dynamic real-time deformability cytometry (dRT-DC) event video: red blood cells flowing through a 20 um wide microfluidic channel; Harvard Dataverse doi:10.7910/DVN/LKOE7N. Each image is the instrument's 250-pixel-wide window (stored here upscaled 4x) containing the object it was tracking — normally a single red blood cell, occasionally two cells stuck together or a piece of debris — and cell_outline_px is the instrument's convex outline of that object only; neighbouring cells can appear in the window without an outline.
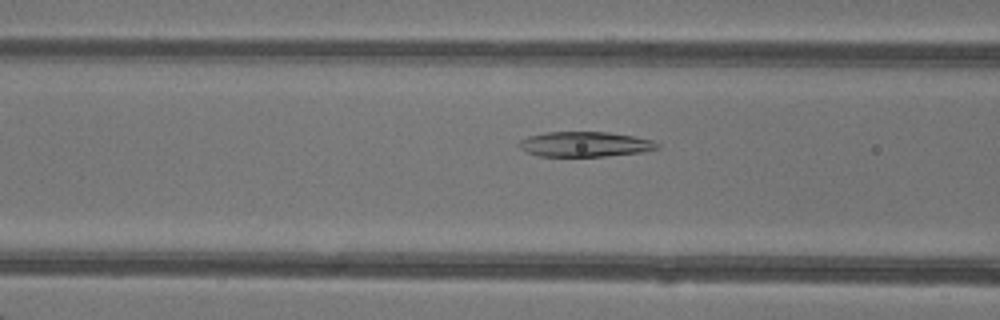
{"species": "common noctule bat (a hibernating species)", "species_latin": "Nyctalus noctula", "temperature_condition": "warm", "stored_images_in_passage": 39, "camera_frame_rate_fps": 3000, "um_per_image_px": 0.085, "animal": {"sex": "female"}, "frame": {"image": 1, "passage_image": 11, "time_ms": 3.333, "image_size_px": [1000, 320], "cell_outline_px": [[660, 148], [640, 152], [604, 156], [540, 156], [528, 152], [520, 148], [516, 144], [520, 140], [528, 136], [544, 132], [608, 132], [632, 136], [652, 140], [660, 144]], "centroid_in_image_um": [49.69, 12.25], "position_along_channel_um": 116.9, "area_um2": 20.11}}
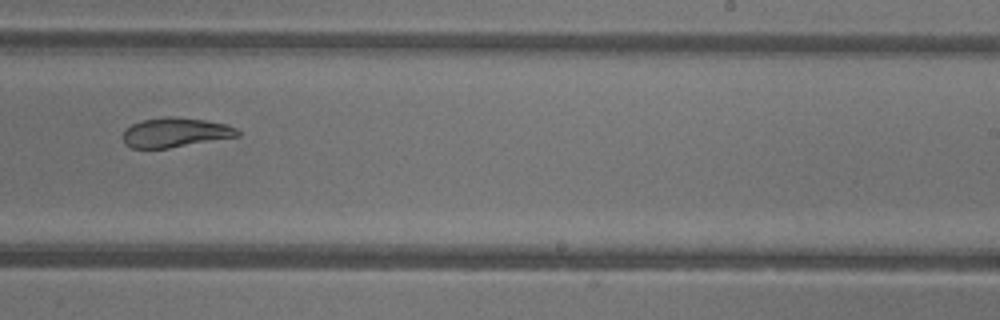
{"frame": {"image": 2, "passage_image": 22, "time_ms": 7.0, "image_size_px": [1000, 320], "cell_outline_px": [[240, 136], [168, 148], [132, 148], [124, 144], [124, 132], [132, 124], [144, 120], [164, 116], [172, 116], [204, 120], [228, 124], [236, 128], [240, 132]], "centroid_in_image_um": [14.93, 11.26], "position_along_channel_um": 274.1, "area_um2": 19.59}}
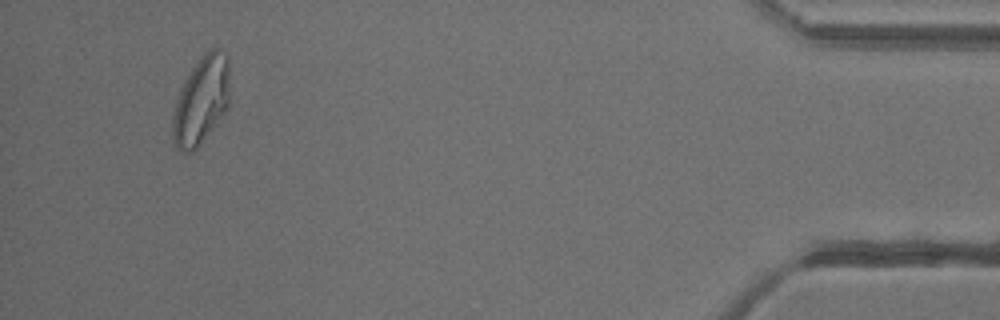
{"frame": {"image": 3, "passage_image": 37, "time_ms": 12.0, "image_size_px": [1000, 320], "cell_outline_px": [[228, 108], [216, 124], [196, 148], [192, 152], [180, 152], [176, 148], [172, 136], [172, 120], [176, 100], [180, 88], [192, 68], [204, 52], [208, 48], [216, 48], [224, 52], [228, 56]], "centroid_in_image_um": [17.09, 8.53], "position_along_channel_um": 418.1, "area_um2": 29.13}, "authors_computed_cell_mechanics": {"area_um2": 21.7328, "velocity_mm_per_s": 4.2933, "shape_relaxation_time_tau1_ms": 7.9484, "shape_relaxation_time_tau2_ms": 1.4252, "deformation_change_tau1": 0.245, "deformation_change_tau2": 0.066}}